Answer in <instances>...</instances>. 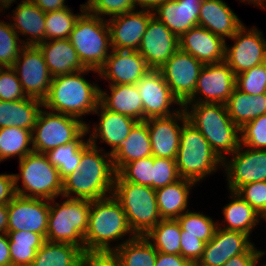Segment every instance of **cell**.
Listing matches in <instances>:
<instances>
[{
    "label": "cell",
    "instance_id": "cell-45",
    "mask_svg": "<svg viewBox=\"0 0 266 266\" xmlns=\"http://www.w3.org/2000/svg\"><path fill=\"white\" fill-rule=\"evenodd\" d=\"M236 88L253 96L266 93V68L264 64L254 66L236 75Z\"/></svg>",
    "mask_w": 266,
    "mask_h": 266
},
{
    "label": "cell",
    "instance_id": "cell-61",
    "mask_svg": "<svg viewBox=\"0 0 266 266\" xmlns=\"http://www.w3.org/2000/svg\"><path fill=\"white\" fill-rule=\"evenodd\" d=\"M13 2H17V1L16 0H0V10L5 11V8L8 9L11 6V3Z\"/></svg>",
    "mask_w": 266,
    "mask_h": 266
},
{
    "label": "cell",
    "instance_id": "cell-16",
    "mask_svg": "<svg viewBox=\"0 0 266 266\" xmlns=\"http://www.w3.org/2000/svg\"><path fill=\"white\" fill-rule=\"evenodd\" d=\"M136 86L143 103V121L167 117L179 112L180 109H170L173 104L178 105L179 108L183 107L159 70L151 69L137 82Z\"/></svg>",
    "mask_w": 266,
    "mask_h": 266
},
{
    "label": "cell",
    "instance_id": "cell-29",
    "mask_svg": "<svg viewBox=\"0 0 266 266\" xmlns=\"http://www.w3.org/2000/svg\"><path fill=\"white\" fill-rule=\"evenodd\" d=\"M115 172L118 173L127 163L137 159L152 156L151 140L147 125L144 121L138 122L125 140L109 153Z\"/></svg>",
    "mask_w": 266,
    "mask_h": 266
},
{
    "label": "cell",
    "instance_id": "cell-4",
    "mask_svg": "<svg viewBox=\"0 0 266 266\" xmlns=\"http://www.w3.org/2000/svg\"><path fill=\"white\" fill-rule=\"evenodd\" d=\"M127 234L136 237L130 229L125 212L113 195L91 200L84 250L113 251L110 243L123 240Z\"/></svg>",
    "mask_w": 266,
    "mask_h": 266
},
{
    "label": "cell",
    "instance_id": "cell-3",
    "mask_svg": "<svg viewBox=\"0 0 266 266\" xmlns=\"http://www.w3.org/2000/svg\"><path fill=\"white\" fill-rule=\"evenodd\" d=\"M183 108L187 121L201 132L222 160L239 148L240 128L231 120L225 104L185 103Z\"/></svg>",
    "mask_w": 266,
    "mask_h": 266
},
{
    "label": "cell",
    "instance_id": "cell-44",
    "mask_svg": "<svg viewBox=\"0 0 266 266\" xmlns=\"http://www.w3.org/2000/svg\"><path fill=\"white\" fill-rule=\"evenodd\" d=\"M154 157L148 156L127 163L118 174L128 182L149 186L152 188V167Z\"/></svg>",
    "mask_w": 266,
    "mask_h": 266
},
{
    "label": "cell",
    "instance_id": "cell-56",
    "mask_svg": "<svg viewBox=\"0 0 266 266\" xmlns=\"http://www.w3.org/2000/svg\"><path fill=\"white\" fill-rule=\"evenodd\" d=\"M31 1L45 13L53 12L68 7V5H65L66 0H31Z\"/></svg>",
    "mask_w": 266,
    "mask_h": 266
},
{
    "label": "cell",
    "instance_id": "cell-20",
    "mask_svg": "<svg viewBox=\"0 0 266 266\" xmlns=\"http://www.w3.org/2000/svg\"><path fill=\"white\" fill-rule=\"evenodd\" d=\"M178 121H181V125ZM186 121L187 116L183 107L171 116L151 118L144 121L149 132L153 157L176 159L180 145L181 129Z\"/></svg>",
    "mask_w": 266,
    "mask_h": 266
},
{
    "label": "cell",
    "instance_id": "cell-43",
    "mask_svg": "<svg viewBox=\"0 0 266 266\" xmlns=\"http://www.w3.org/2000/svg\"><path fill=\"white\" fill-rule=\"evenodd\" d=\"M20 39L9 22L0 20V64L3 67H13L24 47L23 40Z\"/></svg>",
    "mask_w": 266,
    "mask_h": 266
},
{
    "label": "cell",
    "instance_id": "cell-18",
    "mask_svg": "<svg viewBox=\"0 0 266 266\" xmlns=\"http://www.w3.org/2000/svg\"><path fill=\"white\" fill-rule=\"evenodd\" d=\"M249 235L217 227L213 238L205 243L196 266H223L231 257L242 253H257L259 249L250 242Z\"/></svg>",
    "mask_w": 266,
    "mask_h": 266
},
{
    "label": "cell",
    "instance_id": "cell-21",
    "mask_svg": "<svg viewBox=\"0 0 266 266\" xmlns=\"http://www.w3.org/2000/svg\"><path fill=\"white\" fill-rule=\"evenodd\" d=\"M153 11L139 9L113 16L107 20L111 47L116 50L137 51Z\"/></svg>",
    "mask_w": 266,
    "mask_h": 266
},
{
    "label": "cell",
    "instance_id": "cell-2",
    "mask_svg": "<svg viewBox=\"0 0 266 266\" xmlns=\"http://www.w3.org/2000/svg\"><path fill=\"white\" fill-rule=\"evenodd\" d=\"M97 70L87 68L75 73L52 78L49 92L42 101L49 111L62 113L82 120V117L94 113L100 104V87L90 83L83 75Z\"/></svg>",
    "mask_w": 266,
    "mask_h": 266
},
{
    "label": "cell",
    "instance_id": "cell-13",
    "mask_svg": "<svg viewBox=\"0 0 266 266\" xmlns=\"http://www.w3.org/2000/svg\"><path fill=\"white\" fill-rule=\"evenodd\" d=\"M235 87L236 75L225 61L204 64L193 96L186 103L225 104Z\"/></svg>",
    "mask_w": 266,
    "mask_h": 266
},
{
    "label": "cell",
    "instance_id": "cell-11",
    "mask_svg": "<svg viewBox=\"0 0 266 266\" xmlns=\"http://www.w3.org/2000/svg\"><path fill=\"white\" fill-rule=\"evenodd\" d=\"M12 68L27 97L41 101L46 98L53 77L37 46H24Z\"/></svg>",
    "mask_w": 266,
    "mask_h": 266
},
{
    "label": "cell",
    "instance_id": "cell-62",
    "mask_svg": "<svg viewBox=\"0 0 266 266\" xmlns=\"http://www.w3.org/2000/svg\"><path fill=\"white\" fill-rule=\"evenodd\" d=\"M264 254H265V251H261V250H259V251L257 252V255H256V258H255V260H254V264H253V266H258L257 264L259 263V261L261 260V257H262ZM261 266H266V263H264V264L261 265Z\"/></svg>",
    "mask_w": 266,
    "mask_h": 266
},
{
    "label": "cell",
    "instance_id": "cell-39",
    "mask_svg": "<svg viewBox=\"0 0 266 266\" xmlns=\"http://www.w3.org/2000/svg\"><path fill=\"white\" fill-rule=\"evenodd\" d=\"M31 144V130L15 126L0 128V163L16 156L20 160L32 153L34 149Z\"/></svg>",
    "mask_w": 266,
    "mask_h": 266
},
{
    "label": "cell",
    "instance_id": "cell-27",
    "mask_svg": "<svg viewBox=\"0 0 266 266\" xmlns=\"http://www.w3.org/2000/svg\"><path fill=\"white\" fill-rule=\"evenodd\" d=\"M52 77L87 69L69 38L47 40L37 45Z\"/></svg>",
    "mask_w": 266,
    "mask_h": 266
},
{
    "label": "cell",
    "instance_id": "cell-49",
    "mask_svg": "<svg viewBox=\"0 0 266 266\" xmlns=\"http://www.w3.org/2000/svg\"><path fill=\"white\" fill-rule=\"evenodd\" d=\"M26 97L15 70L12 67H4L0 72V100L16 101Z\"/></svg>",
    "mask_w": 266,
    "mask_h": 266
},
{
    "label": "cell",
    "instance_id": "cell-51",
    "mask_svg": "<svg viewBox=\"0 0 266 266\" xmlns=\"http://www.w3.org/2000/svg\"><path fill=\"white\" fill-rule=\"evenodd\" d=\"M80 266H120L114 251L83 250L79 259Z\"/></svg>",
    "mask_w": 266,
    "mask_h": 266
},
{
    "label": "cell",
    "instance_id": "cell-63",
    "mask_svg": "<svg viewBox=\"0 0 266 266\" xmlns=\"http://www.w3.org/2000/svg\"><path fill=\"white\" fill-rule=\"evenodd\" d=\"M96 0H87V2H85V4H81V8L84 9V10H88L92 5L93 3L95 2Z\"/></svg>",
    "mask_w": 266,
    "mask_h": 266
},
{
    "label": "cell",
    "instance_id": "cell-1",
    "mask_svg": "<svg viewBox=\"0 0 266 266\" xmlns=\"http://www.w3.org/2000/svg\"><path fill=\"white\" fill-rule=\"evenodd\" d=\"M98 148L90 145L82 153L79 170L63 180L62 197L98 200L112 195L116 175L112 156Z\"/></svg>",
    "mask_w": 266,
    "mask_h": 266
},
{
    "label": "cell",
    "instance_id": "cell-12",
    "mask_svg": "<svg viewBox=\"0 0 266 266\" xmlns=\"http://www.w3.org/2000/svg\"><path fill=\"white\" fill-rule=\"evenodd\" d=\"M235 43L231 47L225 44L224 61L235 75L264 63L266 39L256 27L243 26L230 38Z\"/></svg>",
    "mask_w": 266,
    "mask_h": 266
},
{
    "label": "cell",
    "instance_id": "cell-14",
    "mask_svg": "<svg viewBox=\"0 0 266 266\" xmlns=\"http://www.w3.org/2000/svg\"><path fill=\"white\" fill-rule=\"evenodd\" d=\"M203 63L178 49L159 69L173 95L184 105L194 93Z\"/></svg>",
    "mask_w": 266,
    "mask_h": 266
},
{
    "label": "cell",
    "instance_id": "cell-48",
    "mask_svg": "<svg viewBox=\"0 0 266 266\" xmlns=\"http://www.w3.org/2000/svg\"><path fill=\"white\" fill-rule=\"evenodd\" d=\"M236 193L266 219V181L245 184Z\"/></svg>",
    "mask_w": 266,
    "mask_h": 266
},
{
    "label": "cell",
    "instance_id": "cell-5",
    "mask_svg": "<svg viewBox=\"0 0 266 266\" xmlns=\"http://www.w3.org/2000/svg\"><path fill=\"white\" fill-rule=\"evenodd\" d=\"M112 195L120 203L136 236H145L162 220L153 188L125 181L116 173Z\"/></svg>",
    "mask_w": 266,
    "mask_h": 266
},
{
    "label": "cell",
    "instance_id": "cell-65",
    "mask_svg": "<svg viewBox=\"0 0 266 266\" xmlns=\"http://www.w3.org/2000/svg\"><path fill=\"white\" fill-rule=\"evenodd\" d=\"M3 68H4V67L0 64V72L3 70Z\"/></svg>",
    "mask_w": 266,
    "mask_h": 266
},
{
    "label": "cell",
    "instance_id": "cell-17",
    "mask_svg": "<svg viewBox=\"0 0 266 266\" xmlns=\"http://www.w3.org/2000/svg\"><path fill=\"white\" fill-rule=\"evenodd\" d=\"M50 200L16 195L7 205L8 232L31 231L46 238Z\"/></svg>",
    "mask_w": 266,
    "mask_h": 266
},
{
    "label": "cell",
    "instance_id": "cell-10",
    "mask_svg": "<svg viewBox=\"0 0 266 266\" xmlns=\"http://www.w3.org/2000/svg\"><path fill=\"white\" fill-rule=\"evenodd\" d=\"M44 109V110H43ZM41 109L32 130V147L36 153H46L75 141L87 123L72 116Z\"/></svg>",
    "mask_w": 266,
    "mask_h": 266
},
{
    "label": "cell",
    "instance_id": "cell-31",
    "mask_svg": "<svg viewBox=\"0 0 266 266\" xmlns=\"http://www.w3.org/2000/svg\"><path fill=\"white\" fill-rule=\"evenodd\" d=\"M195 185L196 183L191 180L180 178L174 183L155 190L161 219H177L188 211L190 189Z\"/></svg>",
    "mask_w": 266,
    "mask_h": 266
},
{
    "label": "cell",
    "instance_id": "cell-54",
    "mask_svg": "<svg viewBox=\"0 0 266 266\" xmlns=\"http://www.w3.org/2000/svg\"><path fill=\"white\" fill-rule=\"evenodd\" d=\"M155 266H196L194 262L183 258L180 254L157 252Z\"/></svg>",
    "mask_w": 266,
    "mask_h": 266
},
{
    "label": "cell",
    "instance_id": "cell-53",
    "mask_svg": "<svg viewBox=\"0 0 266 266\" xmlns=\"http://www.w3.org/2000/svg\"><path fill=\"white\" fill-rule=\"evenodd\" d=\"M15 196L14 174H0V205H8Z\"/></svg>",
    "mask_w": 266,
    "mask_h": 266
},
{
    "label": "cell",
    "instance_id": "cell-64",
    "mask_svg": "<svg viewBox=\"0 0 266 266\" xmlns=\"http://www.w3.org/2000/svg\"><path fill=\"white\" fill-rule=\"evenodd\" d=\"M263 64H264V66L266 68V56H265V60H264V63Z\"/></svg>",
    "mask_w": 266,
    "mask_h": 266
},
{
    "label": "cell",
    "instance_id": "cell-46",
    "mask_svg": "<svg viewBox=\"0 0 266 266\" xmlns=\"http://www.w3.org/2000/svg\"><path fill=\"white\" fill-rule=\"evenodd\" d=\"M240 144L243 147L266 150V114L240 128Z\"/></svg>",
    "mask_w": 266,
    "mask_h": 266
},
{
    "label": "cell",
    "instance_id": "cell-55",
    "mask_svg": "<svg viewBox=\"0 0 266 266\" xmlns=\"http://www.w3.org/2000/svg\"><path fill=\"white\" fill-rule=\"evenodd\" d=\"M257 253H242L231 257L223 266H253Z\"/></svg>",
    "mask_w": 266,
    "mask_h": 266
},
{
    "label": "cell",
    "instance_id": "cell-35",
    "mask_svg": "<svg viewBox=\"0 0 266 266\" xmlns=\"http://www.w3.org/2000/svg\"><path fill=\"white\" fill-rule=\"evenodd\" d=\"M120 266H155L157 251L144 237H128L113 247Z\"/></svg>",
    "mask_w": 266,
    "mask_h": 266
},
{
    "label": "cell",
    "instance_id": "cell-37",
    "mask_svg": "<svg viewBox=\"0 0 266 266\" xmlns=\"http://www.w3.org/2000/svg\"><path fill=\"white\" fill-rule=\"evenodd\" d=\"M12 266H31L46 238L31 231L7 232Z\"/></svg>",
    "mask_w": 266,
    "mask_h": 266
},
{
    "label": "cell",
    "instance_id": "cell-36",
    "mask_svg": "<svg viewBox=\"0 0 266 266\" xmlns=\"http://www.w3.org/2000/svg\"><path fill=\"white\" fill-rule=\"evenodd\" d=\"M86 134H89L87 130L75 141L58 146L45 153L49 163L59 170L62 180L79 170L81 155L91 145L88 139L84 140Z\"/></svg>",
    "mask_w": 266,
    "mask_h": 266
},
{
    "label": "cell",
    "instance_id": "cell-60",
    "mask_svg": "<svg viewBox=\"0 0 266 266\" xmlns=\"http://www.w3.org/2000/svg\"><path fill=\"white\" fill-rule=\"evenodd\" d=\"M241 1L248 4H253L257 7H261L262 9H265L266 7V0H240V2Z\"/></svg>",
    "mask_w": 266,
    "mask_h": 266
},
{
    "label": "cell",
    "instance_id": "cell-26",
    "mask_svg": "<svg viewBox=\"0 0 266 266\" xmlns=\"http://www.w3.org/2000/svg\"><path fill=\"white\" fill-rule=\"evenodd\" d=\"M199 26L225 40L231 38L243 23L223 0H203L200 5Z\"/></svg>",
    "mask_w": 266,
    "mask_h": 266
},
{
    "label": "cell",
    "instance_id": "cell-9",
    "mask_svg": "<svg viewBox=\"0 0 266 266\" xmlns=\"http://www.w3.org/2000/svg\"><path fill=\"white\" fill-rule=\"evenodd\" d=\"M105 18L85 10L78 18L69 40L86 68L99 70L106 62L111 47L110 29Z\"/></svg>",
    "mask_w": 266,
    "mask_h": 266
},
{
    "label": "cell",
    "instance_id": "cell-28",
    "mask_svg": "<svg viewBox=\"0 0 266 266\" xmlns=\"http://www.w3.org/2000/svg\"><path fill=\"white\" fill-rule=\"evenodd\" d=\"M12 13L11 15L14 18V22H10L12 28L18 36L28 37L23 41L24 46H37L45 41L46 13L37 5L31 0H22Z\"/></svg>",
    "mask_w": 266,
    "mask_h": 266
},
{
    "label": "cell",
    "instance_id": "cell-25",
    "mask_svg": "<svg viewBox=\"0 0 266 266\" xmlns=\"http://www.w3.org/2000/svg\"><path fill=\"white\" fill-rule=\"evenodd\" d=\"M203 0H164L154 11V17L180 38L189 29L199 26Z\"/></svg>",
    "mask_w": 266,
    "mask_h": 266
},
{
    "label": "cell",
    "instance_id": "cell-23",
    "mask_svg": "<svg viewBox=\"0 0 266 266\" xmlns=\"http://www.w3.org/2000/svg\"><path fill=\"white\" fill-rule=\"evenodd\" d=\"M93 114L99 115V123L95 124L93 128L86 125V130L89 133V143L94 147H97V139L103 143L111 146L112 152L118 144L127 138L132 128L138 123L137 120L105 109L101 104H99ZM92 132H91V130Z\"/></svg>",
    "mask_w": 266,
    "mask_h": 266
},
{
    "label": "cell",
    "instance_id": "cell-57",
    "mask_svg": "<svg viewBox=\"0 0 266 266\" xmlns=\"http://www.w3.org/2000/svg\"><path fill=\"white\" fill-rule=\"evenodd\" d=\"M0 266H12L9 250V237L7 234L3 233H0Z\"/></svg>",
    "mask_w": 266,
    "mask_h": 266
},
{
    "label": "cell",
    "instance_id": "cell-34",
    "mask_svg": "<svg viewBox=\"0 0 266 266\" xmlns=\"http://www.w3.org/2000/svg\"><path fill=\"white\" fill-rule=\"evenodd\" d=\"M225 105L231 120L242 128L251 120L266 114V93L253 96L235 87Z\"/></svg>",
    "mask_w": 266,
    "mask_h": 266
},
{
    "label": "cell",
    "instance_id": "cell-32",
    "mask_svg": "<svg viewBox=\"0 0 266 266\" xmlns=\"http://www.w3.org/2000/svg\"><path fill=\"white\" fill-rule=\"evenodd\" d=\"M42 107L41 100L30 97L16 101L0 100V128L15 126L32 131Z\"/></svg>",
    "mask_w": 266,
    "mask_h": 266
},
{
    "label": "cell",
    "instance_id": "cell-59",
    "mask_svg": "<svg viewBox=\"0 0 266 266\" xmlns=\"http://www.w3.org/2000/svg\"><path fill=\"white\" fill-rule=\"evenodd\" d=\"M8 232V209L7 205H0V233Z\"/></svg>",
    "mask_w": 266,
    "mask_h": 266
},
{
    "label": "cell",
    "instance_id": "cell-24",
    "mask_svg": "<svg viewBox=\"0 0 266 266\" xmlns=\"http://www.w3.org/2000/svg\"><path fill=\"white\" fill-rule=\"evenodd\" d=\"M227 42L208 29L195 26L179 38V49L203 64L223 62Z\"/></svg>",
    "mask_w": 266,
    "mask_h": 266
},
{
    "label": "cell",
    "instance_id": "cell-47",
    "mask_svg": "<svg viewBox=\"0 0 266 266\" xmlns=\"http://www.w3.org/2000/svg\"><path fill=\"white\" fill-rule=\"evenodd\" d=\"M180 179L176 159L154 157L152 188L157 190Z\"/></svg>",
    "mask_w": 266,
    "mask_h": 266
},
{
    "label": "cell",
    "instance_id": "cell-30",
    "mask_svg": "<svg viewBox=\"0 0 266 266\" xmlns=\"http://www.w3.org/2000/svg\"><path fill=\"white\" fill-rule=\"evenodd\" d=\"M109 86L111 93L100 89V104L107 110L129 116L138 122H142L143 103L136 84Z\"/></svg>",
    "mask_w": 266,
    "mask_h": 266
},
{
    "label": "cell",
    "instance_id": "cell-42",
    "mask_svg": "<svg viewBox=\"0 0 266 266\" xmlns=\"http://www.w3.org/2000/svg\"><path fill=\"white\" fill-rule=\"evenodd\" d=\"M177 221L181 227V235L197 236L205 243L213 238L218 227V221H213L209 216L190 210L179 216Z\"/></svg>",
    "mask_w": 266,
    "mask_h": 266
},
{
    "label": "cell",
    "instance_id": "cell-40",
    "mask_svg": "<svg viewBox=\"0 0 266 266\" xmlns=\"http://www.w3.org/2000/svg\"><path fill=\"white\" fill-rule=\"evenodd\" d=\"M144 237L157 252L180 254L181 227L177 219H162Z\"/></svg>",
    "mask_w": 266,
    "mask_h": 266
},
{
    "label": "cell",
    "instance_id": "cell-22",
    "mask_svg": "<svg viewBox=\"0 0 266 266\" xmlns=\"http://www.w3.org/2000/svg\"><path fill=\"white\" fill-rule=\"evenodd\" d=\"M150 70L138 51L111 49L106 62L98 70V76L109 80L110 85H132Z\"/></svg>",
    "mask_w": 266,
    "mask_h": 266
},
{
    "label": "cell",
    "instance_id": "cell-52",
    "mask_svg": "<svg viewBox=\"0 0 266 266\" xmlns=\"http://www.w3.org/2000/svg\"><path fill=\"white\" fill-rule=\"evenodd\" d=\"M204 246L205 242L197 236L181 235L180 255L196 264L202 256Z\"/></svg>",
    "mask_w": 266,
    "mask_h": 266
},
{
    "label": "cell",
    "instance_id": "cell-7",
    "mask_svg": "<svg viewBox=\"0 0 266 266\" xmlns=\"http://www.w3.org/2000/svg\"><path fill=\"white\" fill-rule=\"evenodd\" d=\"M64 198L61 203L55 202L56 198L50 200L46 240L76 245L84 250L91 200Z\"/></svg>",
    "mask_w": 266,
    "mask_h": 266
},
{
    "label": "cell",
    "instance_id": "cell-8",
    "mask_svg": "<svg viewBox=\"0 0 266 266\" xmlns=\"http://www.w3.org/2000/svg\"><path fill=\"white\" fill-rule=\"evenodd\" d=\"M19 171L14 174L16 195L46 200L62 197L63 180L59 170L49 163L44 153L33 151L20 159Z\"/></svg>",
    "mask_w": 266,
    "mask_h": 266
},
{
    "label": "cell",
    "instance_id": "cell-15",
    "mask_svg": "<svg viewBox=\"0 0 266 266\" xmlns=\"http://www.w3.org/2000/svg\"><path fill=\"white\" fill-rule=\"evenodd\" d=\"M239 148L223 160V168L227 174V185L230 191L236 192L240 187L251 182L266 181V150Z\"/></svg>",
    "mask_w": 266,
    "mask_h": 266
},
{
    "label": "cell",
    "instance_id": "cell-33",
    "mask_svg": "<svg viewBox=\"0 0 266 266\" xmlns=\"http://www.w3.org/2000/svg\"><path fill=\"white\" fill-rule=\"evenodd\" d=\"M231 200L223 209V221L218 227L228 231H239L250 236L252 230L258 225L260 219L264 220L241 196L230 191ZM224 227H221L222 223Z\"/></svg>",
    "mask_w": 266,
    "mask_h": 266
},
{
    "label": "cell",
    "instance_id": "cell-41",
    "mask_svg": "<svg viewBox=\"0 0 266 266\" xmlns=\"http://www.w3.org/2000/svg\"><path fill=\"white\" fill-rule=\"evenodd\" d=\"M85 10L80 7V14H74L69 7L53 12H46L45 17V41L54 39H66Z\"/></svg>",
    "mask_w": 266,
    "mask_h": 266
},
{
    "label": "cell",
    "instance_id": "cell-6",
    "mask_svg": "<svg viewBox=\"0 0 266 266\" xmlns=\"http://www.w3.org/2000/svg\"><path fill=\"white\" fill-rule=\"evenodd\" d=\"M180 178L196 184L223 166V160L211 148L201 132L186 121L181 129L180 145L176 157Z\"/></svg>",
    "mask_w": 266,
    "mask_h": 266
},
{
    "label": "cell",
    "instance_id": "cell-50",
    "mask_svg": "<svg viewBox=\"0 0 266 266\" xmlns=\"http://www.w3.org/2000/svg\"><path fill=\"white\" fill-rule=\"evenodd\" d=\"M136 8L134 0H96L87 11L103 19L105 15L111 18L134 11Z\"/></svg>",
    "mask_w": 266,
    "mask_h": 266
},
{
    "label": "cell",
    "instance_id": "cell-19",
    "mask_svg": "<svg viewBox=\"0 0 266 266\" xmlns=\"http://www.w3.org/2000/svg\"><path fill=\"white\" fill-rule=\"evenodd\" d=\"M178 49L179 38L153 16L137 49L147 66L159 70Z\"/></svg>",
    "mask_w": 266,
    "mask_h": 266
},
{
    "label": "cell",
    "instance_id": "cell-38",
    "mask_svg": "<svg viewBox=\"0 0 266 266\" xmlns=\"http://www.w3.org/2000/svg\"><path fill=\"white\" fill-rule=\"evenodd\" d=\"M82 251L76 245L46 240L31 266H78Z\"/></svg>",
    "mask_w": 266,
    "mask_h": 266
},
{
    "label": "cell",
    "instance_id": "cell-58",
    "mask_svg": "<svg viewBox=\"0 0 266 266\" xmlns=\"http://www.w3.org/2000/svg\"><path fill=\"white\" fill-rule=\"evenodd\" d=\"M136 6L144 10L154 11L164 0H134Z\"/></svg>",
    "mask_w": 266,
    "mask_h": 266
}]
</instances>
